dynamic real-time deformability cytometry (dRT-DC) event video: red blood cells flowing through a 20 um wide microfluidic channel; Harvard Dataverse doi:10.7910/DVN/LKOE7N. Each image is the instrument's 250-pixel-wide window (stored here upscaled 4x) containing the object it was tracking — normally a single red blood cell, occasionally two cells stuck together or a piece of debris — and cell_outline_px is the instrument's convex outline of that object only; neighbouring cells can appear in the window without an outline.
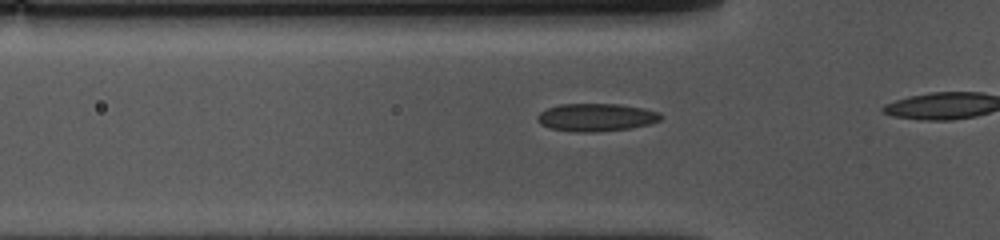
{"species": "common noctule bat (a hibernating species)", "species_latin": "Nyctalus noctula", "temperature_condition": "cold", "stored_images_in_passage": 17, "camera_frame_rate_fps": 3000, "um_per_image_px": 0.085, "animal": {"sex": "female", "body_mass_g": 10.0, "forearm_length_mm": 53.1}, "frame": {"image": 1, "passage_image": 12, "time_ms": 3.667, "image_size_px": [1000, 240], "cell_outline_px": [[664, 116], [660, 120], [648, 124], [632, 128], [596, 132], [576, 132], [552, 128], [540, 124], [536, 120], [536, 116], [540, 112], [548, 108], [560, 104], [620, 104], [644, 108], [660, 112]], "centroid_in_image_um": [50.7, 9.97], "position_along_channel_um": 75.1, "area_um2": 20.11}}
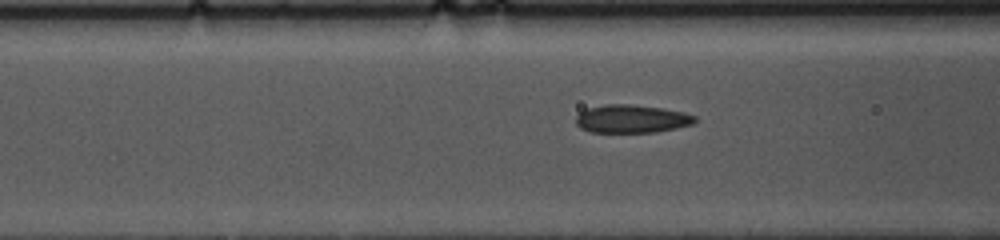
{"frame": {"image": 2, "passage_image": 15, "time_ms": 4.667, "image_size_px": [1000, 240], "cell_outline_px": [[696, 120], [692, 124], [676, 128], [656, 132], [588, 132], [580, 128], [576, 124], [576, 116], [580, 112], [588, 108], [608, 104], [628, 104], [664, 108], [684, 112], [696, 116]], "centroid_in_image_um": [53.68, 10.1], "position_along_channel_um": 112.9, "area_um2": 19.54}}